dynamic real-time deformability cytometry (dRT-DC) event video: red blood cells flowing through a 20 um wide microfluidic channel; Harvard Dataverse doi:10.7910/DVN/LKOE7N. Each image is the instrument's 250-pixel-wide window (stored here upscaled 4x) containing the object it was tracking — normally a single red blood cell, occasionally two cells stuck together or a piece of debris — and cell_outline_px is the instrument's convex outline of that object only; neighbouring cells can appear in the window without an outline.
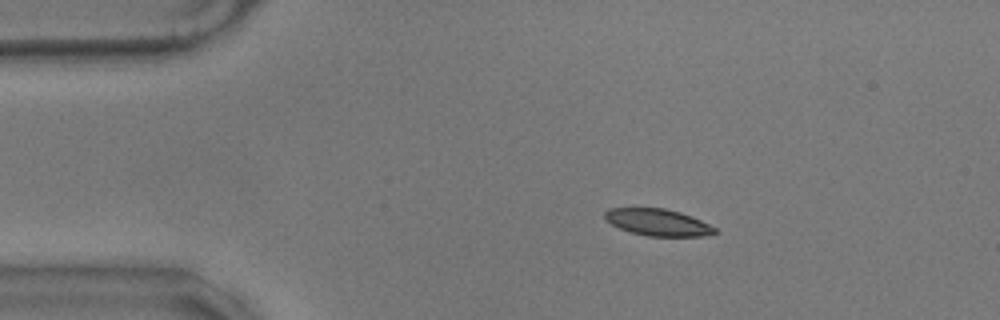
{"species": "common noctule bat (a hibernating species)", "species_latin": "Nyctalus noctula", "temperature_condition": "warm", "stored_images_in_passage": 48, "camera_frame_rate_fps": 3000, "um_per_image_px": 0.085, "animal": {"sex": "male", "body_mass_g": 17.9}, "frame": {"image": 1, "passage_image": 1, "time_ms": 0.0, "image_size_px": [1000, 320], "cell_outline_px": [[716, 232], [704, 236], [648, 236], [632, 232], [620, 228], [604, 220], [604, 212], [608, 208], [664, 208], [680, 212], [692, 216], [716, 228]], "centroid_in_image_um": [55.89, 18.89], "position_along_channel_um": 29.1, "area_um2": 17.11}}
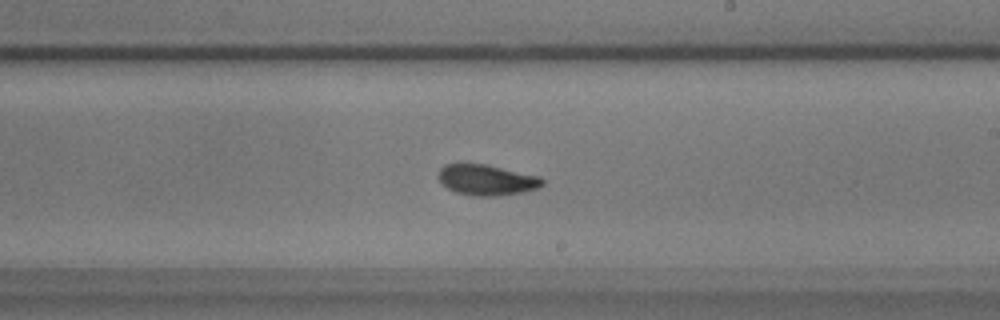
{"frame": {"image": 2, "passage_image": 24, "time_ms": 7.667, "image_size_px": [1000, 320], "cell_outline_px": [[544, 184], [540, 188], [524, 192], [496, 196], [472, 196], [456, 192], [440, 184], [436, 176], [440, 168], [444, 164], [484, 164], [540, 176], [544, 180]], "centroid_in_image_um": [41.35, 15.3], "position_along_channel_um": 247.6, "area_um2": 18.84}}
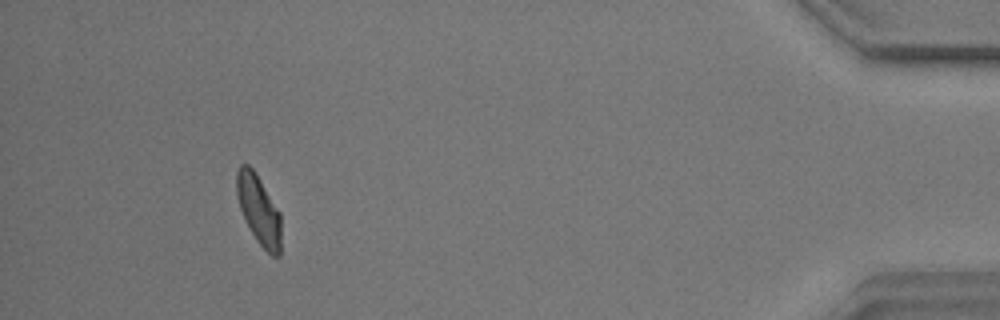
{"frame": {"image": 3, "passage_image": 44, "time_ms": 14.333, "image_size_px": [1000, 320], "cell_outline_px": [[280, 256], [272, 256], [256, 240], [240, 208], [236, 196], [236, 172], [240, 164], [248, 164], [252, 168], [280, 212]], "centroid_in_image_um": [21.98, 17.81], "position_along_channel_um": 413.2, "area_um2": 17.63}, "authors_computed_cell_mechanics": {"area_um2": 18.207, "velocity_mm_per_s": 3.4829, "shape_relaxation_time_tau1_ms": 3.1788, "shape_relaxation_time_tau2_ms": 1.7703, "deformation_change_tau1": 0.1302, "deformation_change_tau2": 0.071}}